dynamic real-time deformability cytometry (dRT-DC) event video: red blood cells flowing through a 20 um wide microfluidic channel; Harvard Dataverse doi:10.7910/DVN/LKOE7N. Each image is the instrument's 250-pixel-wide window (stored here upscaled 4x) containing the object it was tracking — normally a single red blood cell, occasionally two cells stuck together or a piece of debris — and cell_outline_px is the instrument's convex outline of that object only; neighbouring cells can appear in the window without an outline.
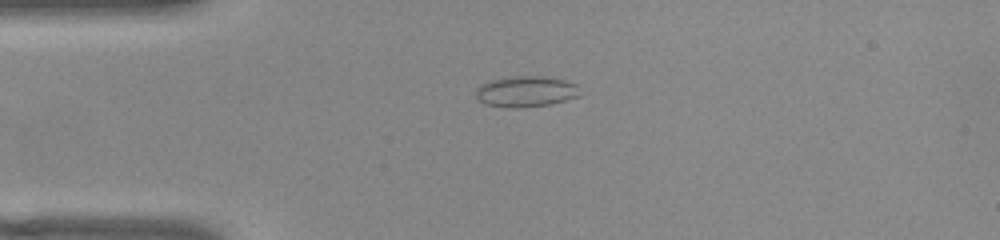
{"species": "common noctule bat (a hibernating species)", "species_latin": "Nyctalus noctula", "temperature_condition": "warm", "stored_images_in_passage": 42, "camera_frame_rate_fps": 3000, "um_per_image_px": 0.085, "animal": {"sex": "female", "body_mass_g": 22.0, "forearm_length_mm": 56.7}, "frame": {"image": 1, "passage_image": 2, "time_ms": 0.333, "image_size_px": [1000, 240], "cell_outline_px": [[580, 96], [548, 104], [516, 108], [508, 108], [484, 104], [476, 96], [476, 88], [480, 84], [492, 80], [512, 76], [544, 76], [564, 80], [576, 84]], "centroid_in_image_um": [44.67, 7.77], "position_along_channel_um": 40.3, "area_um2": 18.61}}
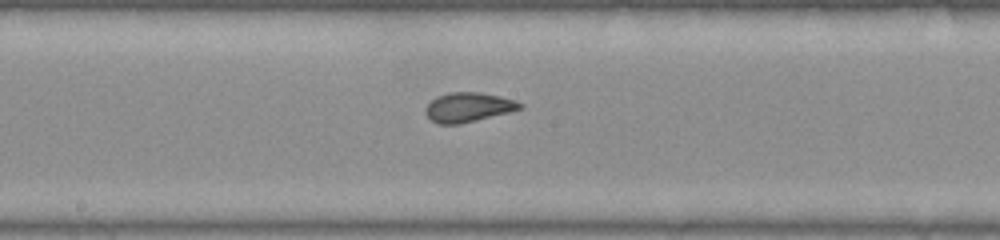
{"frame": {"image": 2, "passage_image": 17, "time_ms": 5.333, "image_size_px": [1000, 240], "cell_outline_px": [[524, 108], [460, 124], [440, 124], [432, 120], [424, 112], [424, 108], [436, 96], [448, 92], [480, 92], [500, 96], [516, 100], [524, 104]], "centroid_in_image_um": [39.81, 9.1], "position_along_channel_um": 208.4, "area_um2": 16.24}}
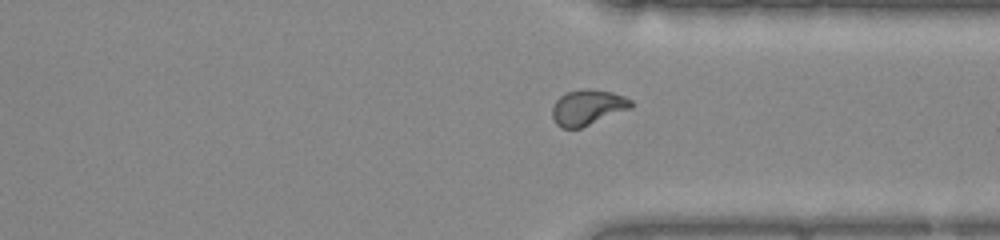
{"frame": {"image": 3, "passage_image": 29, "time_ms": 9.333, "image_size_px": [1000, 240], "cell_outline_px": [[632, 104], [628, 108], [580, 128], [560, 128], [556, 124], [552, 116], [552, 108], [556, 100], [560, 96], [568, 92], [584, 88], [588, 88], [612, 92], [624, 96], [632, 100]], "centroid_in_image_um": [49.89, 9.11], "position_along_channel_um": 361.5, "area_um2": 15.95}}